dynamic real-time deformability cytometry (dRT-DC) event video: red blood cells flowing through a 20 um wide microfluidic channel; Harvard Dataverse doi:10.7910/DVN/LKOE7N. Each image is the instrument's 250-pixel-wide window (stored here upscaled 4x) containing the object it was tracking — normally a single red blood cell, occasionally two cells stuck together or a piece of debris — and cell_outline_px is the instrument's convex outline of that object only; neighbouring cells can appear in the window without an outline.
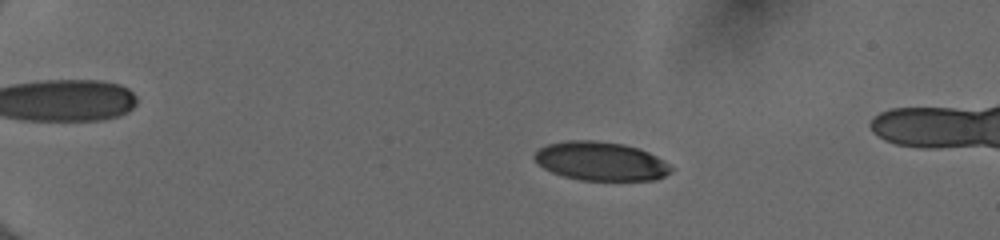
{"species": "human", "species_latin": "Homo sapiens", "temperature_condition": "cold", "stored_images_in_passage": 54, "camera_frame_rate_fps": 3000, "um_per_image_px": 0.085, "donor": {"sex": "female"}, "frame": {"image": 1, "passage_image": 13, "time_ms": 4.0, "image_size_px": [1000, 240], "cell_outline_px": [[676, 168], [672, 172], [656, 180], [580, 180], [564, 176], [552, 172], [544, 168], [532, 156], [540, 148], [548, 144], [568, 140], [596, 140], [624, 144], [640, 148], [664, 160]], "centroid_in_image_um": [51.12, 13.7], "position_along_channel_um": 33.9, "area_um2": 31.04}}
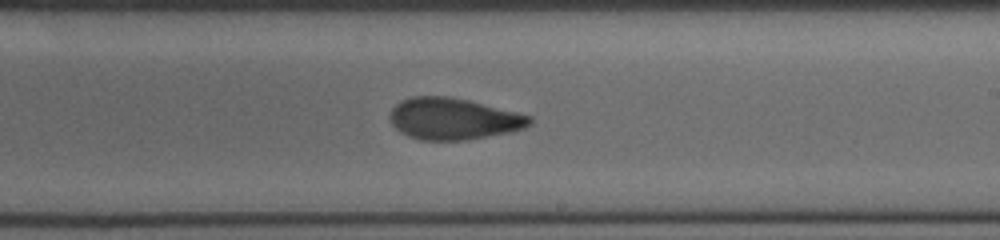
{"frame": {"image": 2, "passage_image": 36, "time_ms": 11.667, "image_size_px": [1000, 240], "cell_outline_px": [[532, 124], [524, 128], [512, 132], [468, 140], [420, 140], [408, 136], [400, 132], [392, 124], [388, 116], [392, 108], [400, 100], [412, 96], [448, 96], [468, 100], [532, 116]], "centroid_in_image_um": [38.53, 10.1], "position_along_channel_um": 250.5, "area_um2": 34.1}}
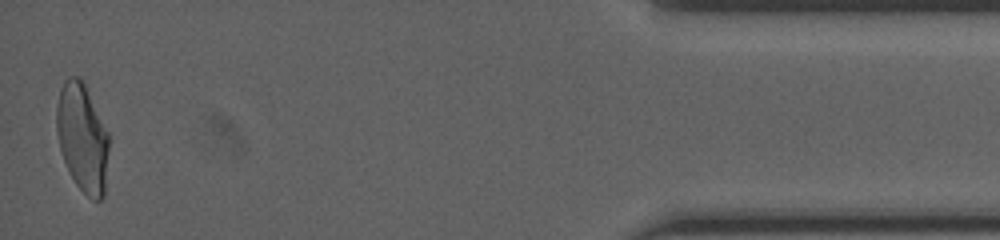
{"frame": {"image": 3, "passage_image": 54, "time_ms": 17.667, "image_size_px": [1000, 240], "cell_outline_px": [[108, 148], [104, 196], [100, 200], [92, 200], [76, 184], [64, 160], [60, 148], [56, 132], [56, 104], [60, 88], [64, 80], [68, 76], [80, 76], [108, 132]], "centroid_in_image_um": [6.98, 11.67], "position_along_channel_um": 428.2, "area_um2": 32.77}, "authors_computed_cell_mechanics": {"area_um2": 32.946, "velocity_mm_per_s": 4.0282, "shape_relaxation_time_tau1_ms": 6.3842, "shape_relaxation_time_tau2_ms": 1.6874, "deformation_change_tau1": 0.194, "deformation_change_tau2": 0.0828}}